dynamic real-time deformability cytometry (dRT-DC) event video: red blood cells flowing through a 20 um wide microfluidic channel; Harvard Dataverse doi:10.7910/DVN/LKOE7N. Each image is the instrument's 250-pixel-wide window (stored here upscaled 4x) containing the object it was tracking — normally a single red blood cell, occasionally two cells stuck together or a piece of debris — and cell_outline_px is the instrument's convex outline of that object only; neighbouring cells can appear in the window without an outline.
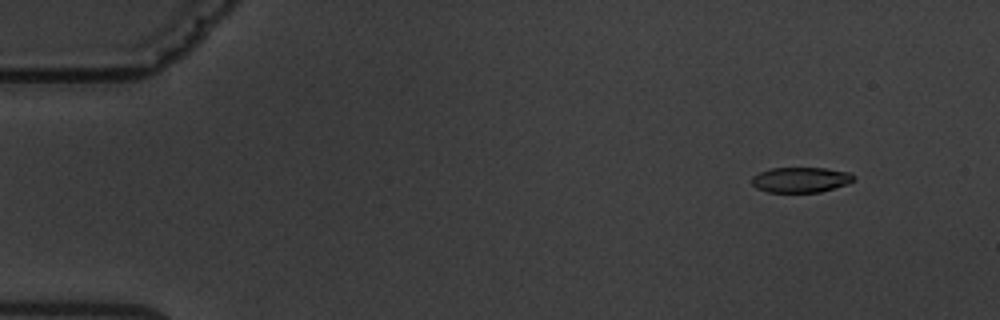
{"species": "common noctule bat (a hibernating species)", "species_latin": "Nyctalus noctula", "temperature_condition": "warm", "stored_images_in_passage": 4, "camera_frame_rate_fps": 3000, "um_per_image_px": 0.085, "animal": {"sex": "male", "body_mass_g": 19.5, "forearm_length_mm": 54.6}, "frame": {"image": 1, "passage_image": 1, "time_ms": 0.0, "image_size_px": [1000, 320], "cell_outline_px": [[856, 180], [848, 184], [820, 192], [768, 192], [756, 188], [752, 184], [752, 176], [760, 172], [772, 168], [824, 168], [848, 172], [856, 176]], "centroid_in_image_um": [68.09, 15.28], "position_along_channel_um": 16.9, "area_um2": 15.09}}
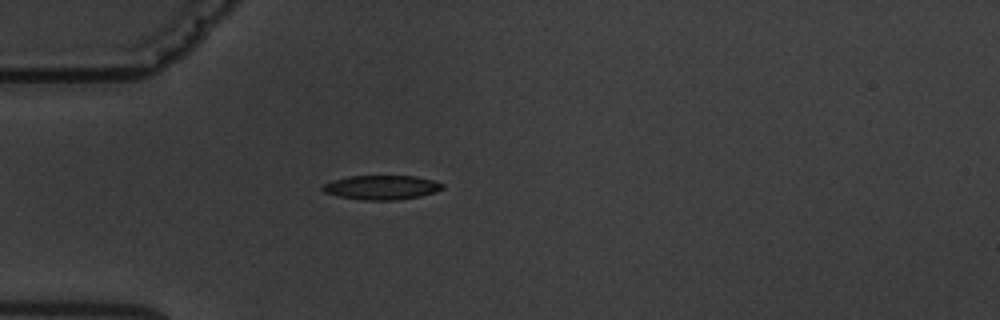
{"frame": {"image": 2, "passage_image": 4, "time_ms": 3.667, "image_size_px": [1000, 320], "cell_outline_px": [[444, 188], [436, 192], [420, 196], [396, 200], [364, 200], [340, 196], [324, 192], [320, 188], [324, 184], [348, 176], [416, 176], [432, 180], [444, 184]], "centroid_in_image_um": [32.47, 15.93], "position_along_channel_um": 52.5, "area_um2": 16.82}}